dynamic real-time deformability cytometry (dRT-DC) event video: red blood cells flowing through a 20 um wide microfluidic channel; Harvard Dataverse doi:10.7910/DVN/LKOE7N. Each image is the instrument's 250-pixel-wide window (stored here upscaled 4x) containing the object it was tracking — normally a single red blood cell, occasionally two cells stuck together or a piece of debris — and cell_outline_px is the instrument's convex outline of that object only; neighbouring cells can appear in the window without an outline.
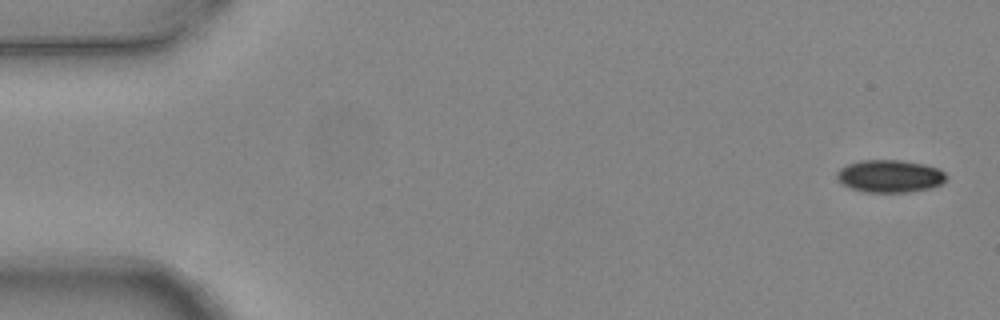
{"species": "common noctule bat (a hibernating species)", "species_latin": "Nyctalus noctula", "temperature_condition": "warm", "stored_images_in_passage": 6, "camera_frame_rate_fps": 3000, "um_per_image_px": 0.085, "animal": {"sex": "female", "body_mass_g": 24.6, "forearm_length_mm": 56.2}, "frame": {"image": 1, "passage_image": 1, "time_ms": 0.0, "image_size_px": [1000, 320], "cell_outline_px": [[948, 176], [940, 184], [928, 188], [908, 192], [864, 192], [840, 184], [836, 176], [836, 172], [840, 168], [848, 164], [860, 160], [900, 160], [924, 164], [936, 168], [944, 172]], "centroid_in_image_um": [75.59, 14.97], "position_along_channel_um": 9.4, "area_um2": 20.69}}
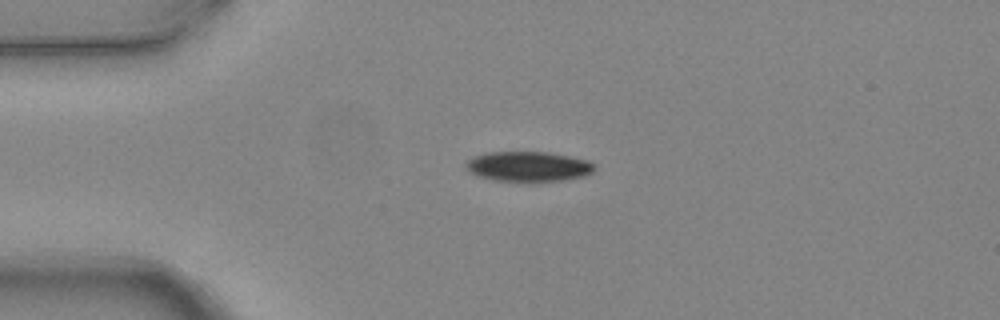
{"frame": {"image": 2, "passage_image": 4, "time_ms": 1.0, "image_size_px": [1000, 320], "cell_outline_px": [[596, 168], [592, 172], [584, 176], [564, 180], [536, 184], [520, 184], [492, 180], [476, 176], [468, 172], [464, 168], [464, 164], [472, 156], [484, 152], [548, 152], [572, 156], [588, 160], [596, 164]], "centroid_in_image_um": [44.87, 14.2], "position_along_channel_um": 40.1, "area_um2": 23.93}}
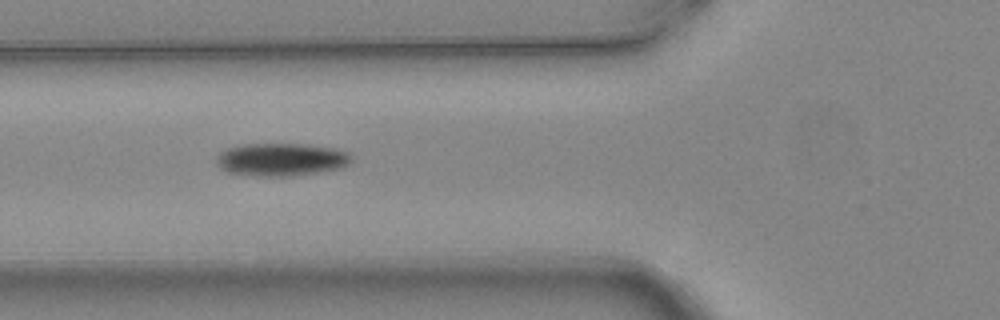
{"frame": {"image": 3, "passage_image": 6, "time_ms": 1.667, "image_size_px": [1000, 320], "cell_outline_px": [[352, 160], [348, 164], [340, 168], [320, 172], [292, 176], [256, 176], [228, 172], [220, 168], [216, 164], [216, 156], [220, 152], [228, 148], [244, 144], [308, 144], [336, 148], [348, 152], [352, 156]], "centroid_in_image_um": [23.91, 13.56], "position_along_channel_um": 101.9, "area_um2": 26.07}}